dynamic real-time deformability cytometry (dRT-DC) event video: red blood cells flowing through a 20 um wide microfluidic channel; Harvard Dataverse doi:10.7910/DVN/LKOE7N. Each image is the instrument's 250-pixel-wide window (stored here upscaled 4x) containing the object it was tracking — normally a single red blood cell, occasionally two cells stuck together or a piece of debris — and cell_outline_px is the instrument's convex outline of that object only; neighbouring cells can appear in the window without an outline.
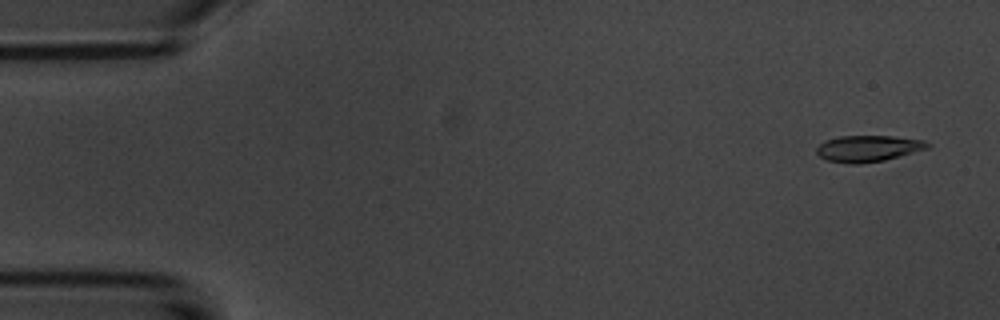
{"species": "common noctule bat (a hibernating species)", "species_latin": "Nyctalus noctula", "temperature_condition": "room temperature", "stored_images_in_passage": 5, "camera_frame_rate_fps": 3000, "um_per_image_px": 0.085, "animal": {"sex": "male", "body_mass_g": 20.1, "forearm_length_mm": 53.5}, "frame": {"image": 1, "passage_image": 1, "time_ms": 0.0, "image_size_px": [1000, 320], "cell_outline_px": [[932, 144], [928, 148], [884, 160], [860, 164], [848, 164], [828, 160], [820, 156], [816, 152], [816, 148], [824, 140], [840, 136], [892, 136], [924, 140]], "centroid_in_image_um": [73.78, 12.62], "position_along_channel_um": 11.2, "area_um2": 16.99}}
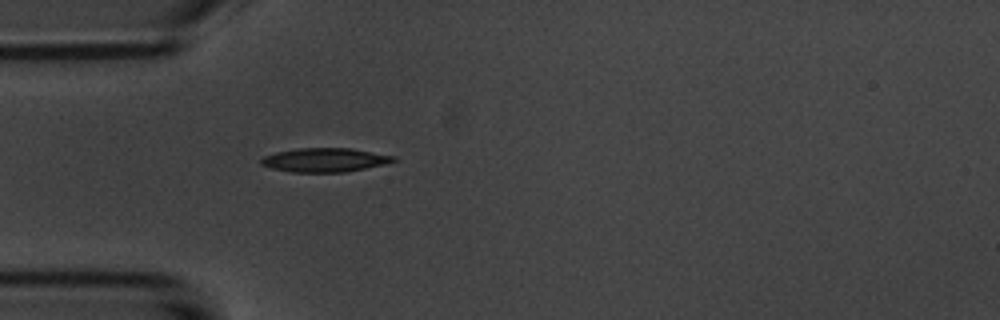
{"frame": {"image": 2, "passage_image": 5, "time_ms": 4.333, "image_size_px": [1000, 320], "cell_outline_px": [[396, 160], [384, 164], [344, 172], [292, 172], [272, 168], [260, 164], [260, 160], [264, 156], [276, 152], [296, 148], [352, 148], [396, 156]], "centroid_in_image_um": [27.59, 13.59], "position_along_channel_um": 57.4, "area_um2": 18.38}}